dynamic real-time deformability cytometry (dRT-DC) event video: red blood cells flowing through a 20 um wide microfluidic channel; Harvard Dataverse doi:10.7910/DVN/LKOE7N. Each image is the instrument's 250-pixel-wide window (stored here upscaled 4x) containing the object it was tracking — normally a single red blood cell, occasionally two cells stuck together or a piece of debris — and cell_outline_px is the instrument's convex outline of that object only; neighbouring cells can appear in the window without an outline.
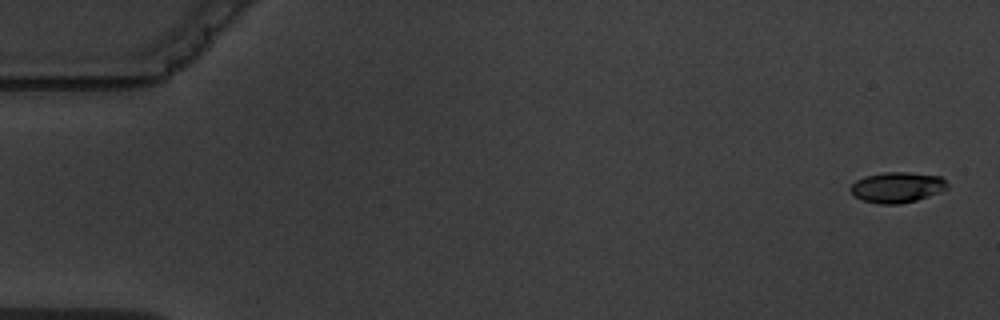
{"species": "common noctule bat (a hibernating species)", "species_latin": "Nyctalus noctula", "temperature_condition": "warm", "stored_images_in_passage": 5, "camera_frame_rate_fps": 3000, "um_per_image_px": 0.085, "animal": {"sex": "male", "body_mass_g": 19.5, "forearm_length_mm": 54.6}, "frame": {"image": 1, "passage_image": 1, "time_ms": 0.0, "image_size_px": [1000, 320], "cell_outline_px": [[948, 188], [928, 196], [916, 200], [900, 204], [880, 204], [864, 200], [856, 196], [848, 188], [856, 180], [864, 176], [884, 172], [908, 172], [940, 176], [948, 184]], "centroid_in_image_um": [76.24, 15.91], "position_along_channel_um": 8.8, "area_um2": 17.11}}